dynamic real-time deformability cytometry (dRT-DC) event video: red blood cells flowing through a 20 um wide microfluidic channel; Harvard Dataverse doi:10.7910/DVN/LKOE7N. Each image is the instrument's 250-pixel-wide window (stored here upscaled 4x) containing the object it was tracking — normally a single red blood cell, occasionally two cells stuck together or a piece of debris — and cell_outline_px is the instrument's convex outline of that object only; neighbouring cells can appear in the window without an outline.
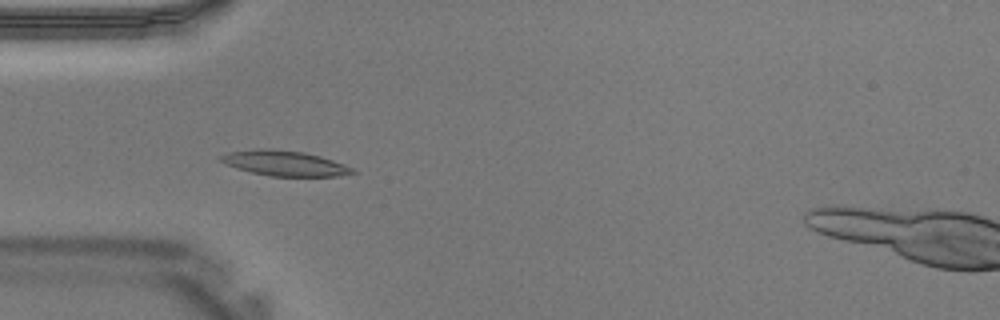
{"species": "Egyptian fruit bat (a non-hibernating species)", "species_latin": "Rousettus aegyptiacus", "temperature_condition": "warm", "stored_images_in_passage": 30, "segment_of_instrument_passage": [1, 2], "camera_frame_rate_fps": 3000, "um_per_image_px": 0.085, "animal": {"sex": "male"}, "frame": {"image": 1, "passage_image": 1, "time_ms": 0.0, "image_size_px": [1000, 320], "cell_outline_px": [[356, 172], [340, 176], [272, 176], [252, 172], [228, 164], [220, 160], [220, 156], [232, 152], [260, 148], [272, 148], [304, 152], [320, 156], [344, 164], [352, 168]], "centroid_in_image_um": [24.25, 13.87], "position_along_channel_um": 60.8, "area_um2": 18.96}}
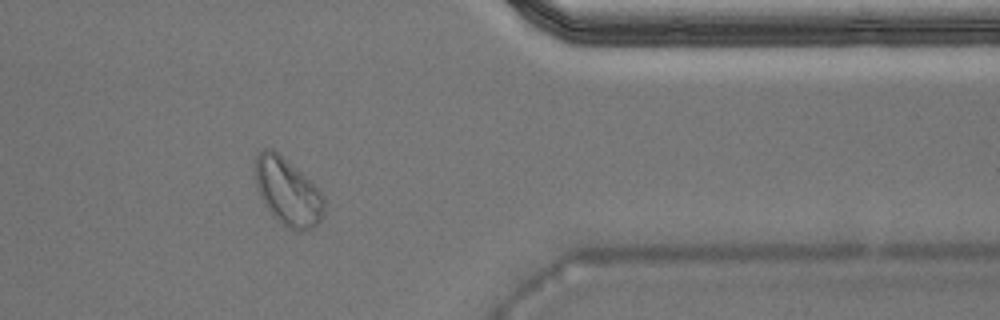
{"frame": {"image": 2, "passage_image": 22, "time_ms": 7.0, "image_size_px": [1000, 320], "cell_outline_px": [[324, 212], [320, 220], [312, 228], [288, 228], [276, 220], [272, 216], [264, 204], [256, 188], [256, 156], [264, 148], [272, 148], [304, 176], [324, 196]], "centroid_in_image_um": [24.42, 16.31], "position_along_channel_um": 387.0, "area_um2": 26.24}}